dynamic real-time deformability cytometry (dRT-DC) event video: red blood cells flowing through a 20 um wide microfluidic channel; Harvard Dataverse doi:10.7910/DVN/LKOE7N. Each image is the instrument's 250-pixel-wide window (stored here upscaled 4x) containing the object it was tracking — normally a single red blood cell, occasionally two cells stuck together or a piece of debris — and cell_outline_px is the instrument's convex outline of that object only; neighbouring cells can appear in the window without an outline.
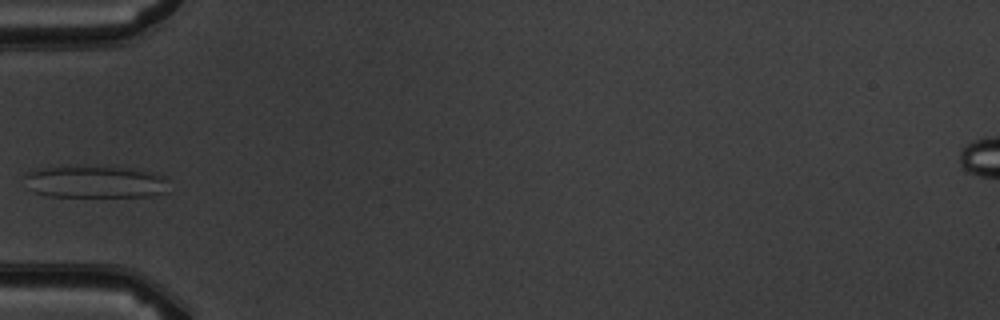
{"species": "common noctule bat (a hibernating species)", "species_latin": "Nyctalus noctula", "temperature_condition": "warm", "stored_images_in_passage": 4, "camera_frame_rate_fps": 3000, "um_per_image_px": 0.085, "animal": {"sex": "male", "body_mass_g": 19.5, "forearm_length_mm": 54.6}, "frame": {"image": 1, "passage_image": 3, "time_ms": 2.333, "image_size_px": [1000, 320], "cell_outline_px": [[168, 192], [152, 196], [52, 196], [32, 192], [24, 176], [24, 172], [40, 168], [68, 164], [132, 168], [152, 172], [168, 176]], "centroid_in_image_um": [8.11, 15.42], "position_along_channel_um": 76.9, "area_um2": 28.03}}
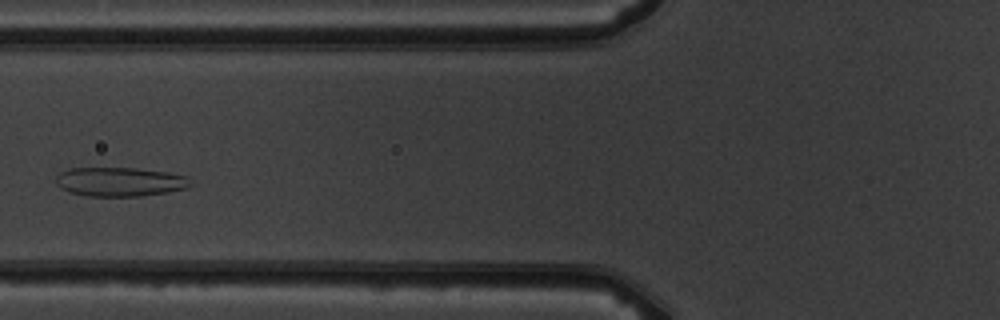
{"frame": {"image": 2, "passage_image": 4, "time_ms": 3.333, "image_size_px": [1000, 320], "cell_outline_px": [[192, 184], [188, 188], [168, 192], [140, 196], [84, 196], [68, 192], [60, 188], [56, 184], [56, 176], [60, 172], [68, 168], [136, 168], [168, 172], [188, 176]], "centroid_in_image_um": [10.18, 15.45], "position_along_channel_um": 115.6, "area_um2": 23.12}}